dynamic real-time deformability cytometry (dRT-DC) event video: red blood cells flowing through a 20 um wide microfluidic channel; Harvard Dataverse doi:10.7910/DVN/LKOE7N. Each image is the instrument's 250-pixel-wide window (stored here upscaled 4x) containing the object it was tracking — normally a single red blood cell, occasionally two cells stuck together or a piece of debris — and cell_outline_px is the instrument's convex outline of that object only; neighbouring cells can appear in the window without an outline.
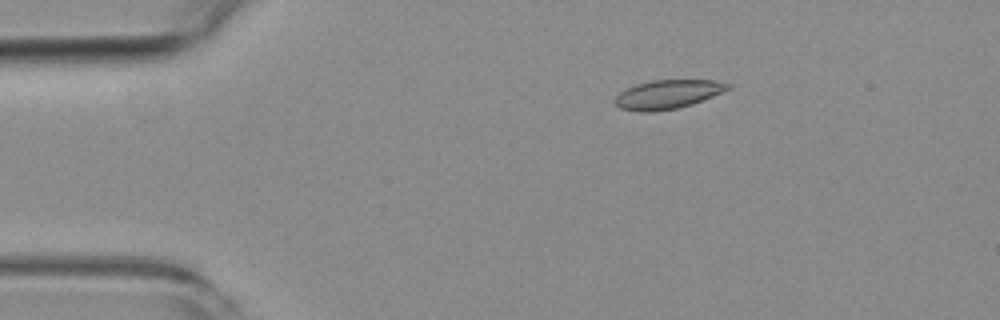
{"species": "common noctule bat (a hibernating species)", "species_latin": "Nyctalus noctula", "temperature_condition": "room temperature", "stored_images_in_passage": 5, "camera_frame_rate_fps": 3000, "um_per_image_px": 0.085, "animal": {"sex": "female", "body_mass_g": 19.3, "forearm_length_mm": 54.1}, "frame": {"image": 1, "passage_image": 2, "time_ms": 2.0, "image_size_px": [1000, 320], "cell_outline_px": [[732, 88], [692, 104], [676, 108], [652, 112], [644, 112], [620, 108], [616, 104], [616, 96], [620, 92], [636, 84], [652, 80], [716, 80], [732, 84]], "centroid_in_image_um": [56.8, 8.01], "position_along_channel_um": 28.2, "area_um2": 18.84}}
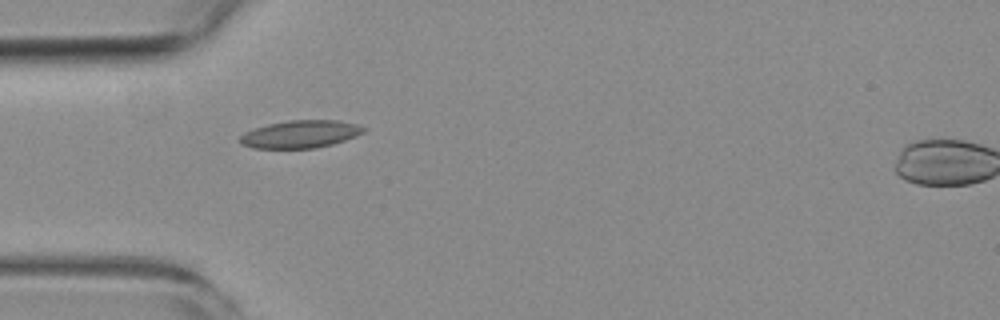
{"frame": {"image": 2, "passage_image": 4, "time_ms": 4.333, "image_size_px": [1000, 320], "cell_outline_px": [[368, 128], [364, 132], [356, 136], [332, 144], [316, 148], [252, 148], [240, 144], [236, 140], [244, 132], [268, 124], [288, 120], [340, 120], [356, 124]], "centroid_in_image_um": [25.51, 11.4], "position_along_channel_um": 59.5, "area_um2": 20.06}}